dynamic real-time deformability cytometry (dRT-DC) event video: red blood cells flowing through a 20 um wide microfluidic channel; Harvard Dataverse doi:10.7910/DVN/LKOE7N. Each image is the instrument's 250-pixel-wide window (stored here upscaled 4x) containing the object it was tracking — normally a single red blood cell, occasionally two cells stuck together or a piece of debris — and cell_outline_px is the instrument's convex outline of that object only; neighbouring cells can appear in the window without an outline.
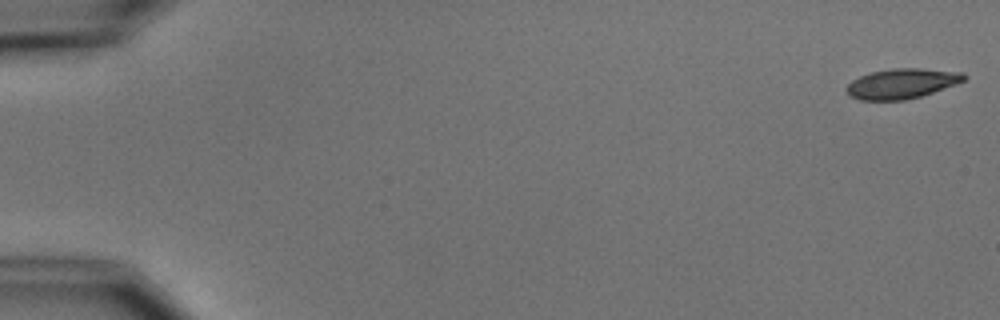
{"species": "common noctule bat (a hibernating species)", "species_latin": "Nyctalus noctula", "temperature_condition": "cold", "stored_images_in_passage": 6, "camera_frame_rate_fps": 3000, "um_per_image_px": 0.085, "animal": {"sex": "male", "body_mass_g": 15.6}, "frame": {"image": 1, "passage_image": 1, "time_ms": 0.0, "image_size_px": [1000, 320], "cell_outline_px": [[968, 76], [964, 80], [956, 84], [920, 96], [904, 100], [860, 100], [852, 96], [844, 88], [852, 80], [860, 76], [872, 72], [892, 68], [920, 68], [964, 72]], "centroid_in_image_um": [76.67, 7.09], "position_along_channel_um": 8.3, "area_um2": 20.46}}
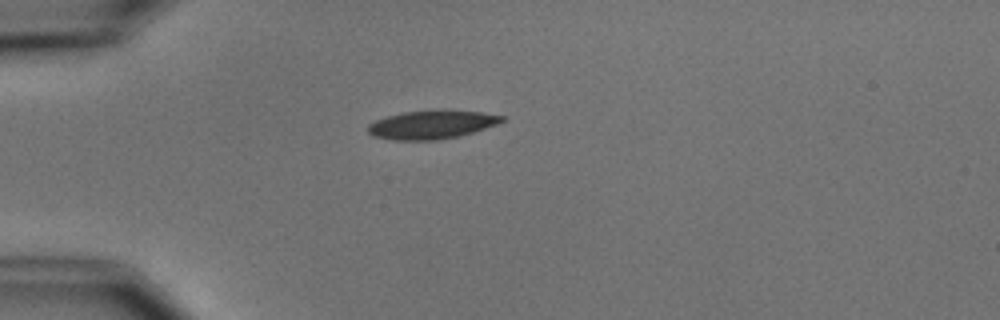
{"frame": {"image": 2, "passage_image": 4, "time_ms": 4.667, "image_size_px": [1000, 320], "cell_outline_px": [[504, 120], [496, 124], [472, 132], [456, 136], [436, 140], [392, 140], [372, 136], [368, 132], [368, 124], [376, 120], [388, 116], [404, 112], [436, 108], [480, 112], [504, 116]], "centroid_in_image_um": [36.66, 10.57], "position_along_channel_um": 48.3, "area_um2": 22.37}}